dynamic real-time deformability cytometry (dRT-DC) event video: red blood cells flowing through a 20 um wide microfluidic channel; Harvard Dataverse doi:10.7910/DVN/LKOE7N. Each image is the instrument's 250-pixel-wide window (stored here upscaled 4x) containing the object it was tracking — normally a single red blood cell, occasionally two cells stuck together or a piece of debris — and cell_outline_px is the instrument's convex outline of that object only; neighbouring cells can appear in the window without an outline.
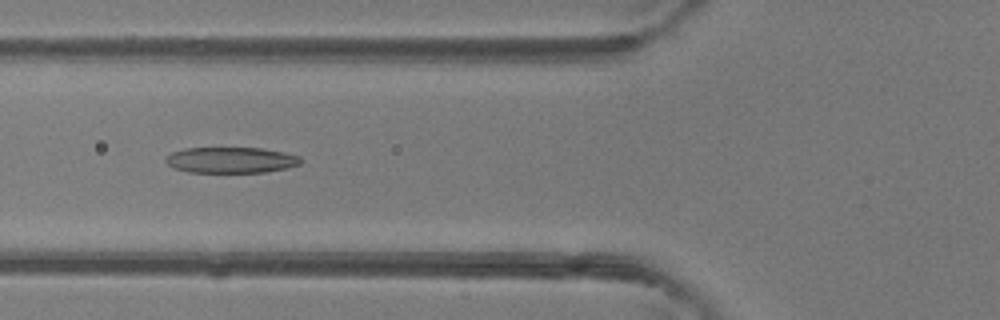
{"species": "common noctule bat (a hibernating species)", "species_latin": "Nyctalus noctula", "temperature_condition": "room temperature", "stored_images_in_passage": 4, "camera_frame_rate_fps": 3000, "um_per_image_px": 0.085, "animal": {"sex": "female"}, "frame": {"image": 1, "passage_image": 4, "time_ms": 1.0, "image_size_px": [1000, 320], "cell_outline_px": [[304, 160], [300, 164], [288, 168], [264, 172], [188, 172], [176, 168], [168, 164], [164, 160], [172, 152], [184, 148], [264, 148], [284, 152], [300, 156]], "centroid_in_image_um": [19.69, 13.6], "position_along_channel_um": 106.1, "area_um2": 20.4}}